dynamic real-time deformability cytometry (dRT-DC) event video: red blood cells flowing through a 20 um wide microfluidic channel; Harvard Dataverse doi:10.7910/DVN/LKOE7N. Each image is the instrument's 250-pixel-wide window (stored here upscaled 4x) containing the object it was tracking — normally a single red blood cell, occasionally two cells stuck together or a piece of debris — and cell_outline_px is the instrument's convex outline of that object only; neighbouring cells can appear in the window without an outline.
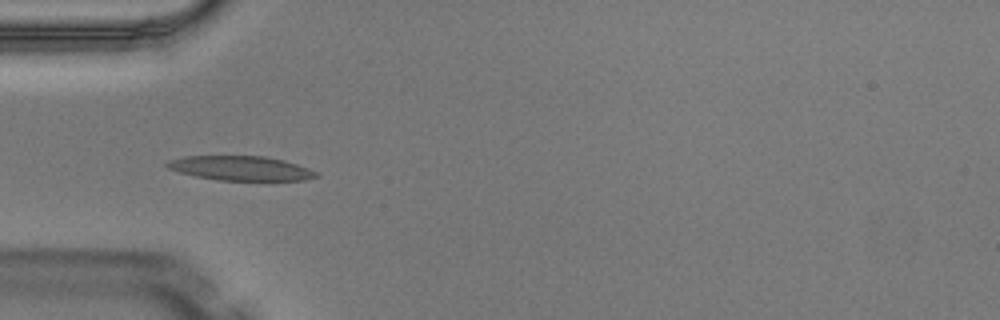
{"species": "Egyptian fruit bat (a non-hibernating species)", "species_latin": "Rousettus aegyptiacus", "temperature_condition": "warm", "stored_images_in_passage": 6, "camera_frame_rate_fps": 3000, "um_per_image_px": 0.085, "animal": {"sex": "male"}, "frame": {"image": 1, "passage_image": 4, "time_ms": 1.0, "image_size_px": [1000, 320], "cell_outline_px": [[320, 176], [304, 180], [220, 180], [196, 176], [180, 172], [168, 168], [164, 164], [172, 160], [184, 156], [264, 156], [284, 160], [320, 172]], "centroid_in_image_um": [20.51, 14.3], "position_along_channel_um": 64.5, "area_um2": 21.1}}